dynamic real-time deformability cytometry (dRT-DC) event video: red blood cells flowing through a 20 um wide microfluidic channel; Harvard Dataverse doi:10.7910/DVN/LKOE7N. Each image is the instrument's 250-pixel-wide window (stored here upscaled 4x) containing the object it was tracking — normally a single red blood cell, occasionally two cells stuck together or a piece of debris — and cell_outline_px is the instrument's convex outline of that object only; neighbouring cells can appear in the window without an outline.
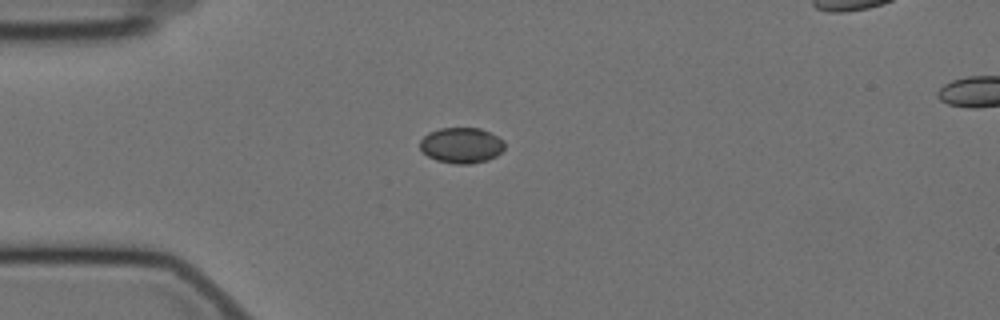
{"species": "Egyptian fruit bat (a non-hibernating species)", "species_latin": "Rousettus aegyptiacus", "temperature_condition": "cold", "stored_images_in_passage": 45, "segment_of_instrument_passage": [1, 2], "camera_frame_rate_fps": 3000, "um_per_image_px": 0.085, "animal": {"sex": "female"}, "frame": {"image": 1, "passage_image": 1, "time_ms": 0.0, "image_size_px": [1000, 320], "cell_outline_px": [[504, 148], [496, 156], [488, 160], [468, 164], [456, 164], [436, 160], [428, 156], [420, 148], [420, 140], [428, 132], [440, 128], [480, 128], [504, 140]], "centroid_in_image_um": [39.21, 12.35], "position_along_channel_um": 45.8, "area_um2": 17.51}}
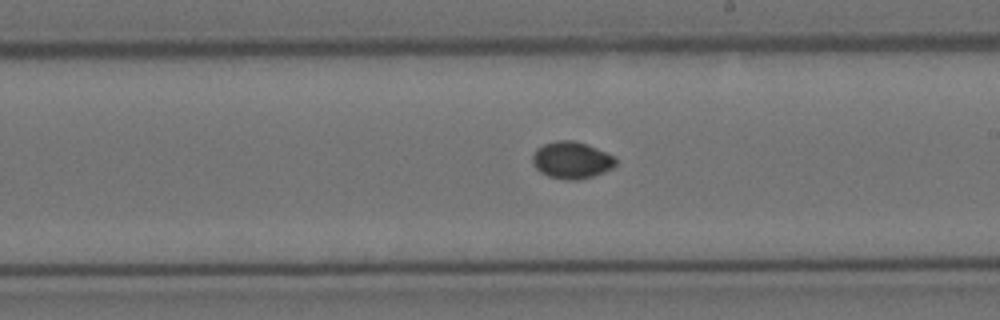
{"frame": {"image": 2, "passage_image": 19, "time_ms": 6.0, "image_size_px": [1000, 320], "cell_outline_px": [[616, 164], [612, 168], [604, 172], [592, 176], [576, 180], [564, 180], [548, 176], [540, 172], [532, 164], [532, 156], [536, 148], [544, 144], [556, 140], [576, 140], [588, 144], [612, 156], [616, 160]], "centroid_in_image_um": [48.55, 13.61], "position_along_channel_um": 240.5, "area_um2": 17.98}}
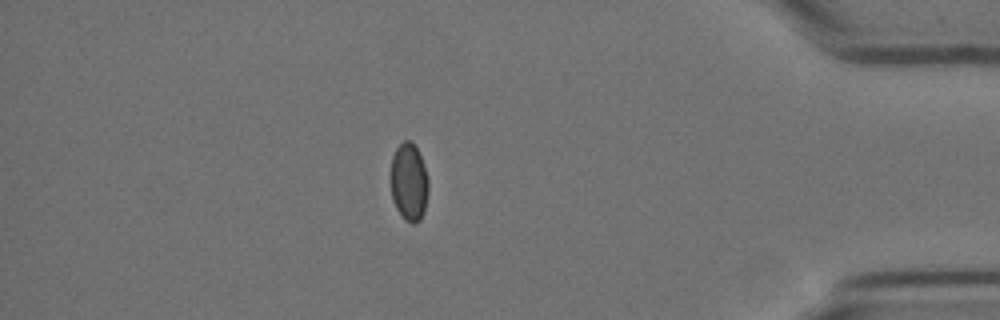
{"frame": {"image": 3, "passage_image": 36, "time_ms": 11.667, "image_size_px": [1000, 320], "cell_outline_px": [[428, 188], [424, 212], [420, 220], [416, 224], [412, 224], [404, 220], [396, 208], [392, 196], [392, 156], [396, 148], [404, 140], [408, 140], [416, 148], [420, 156], [428, 180]], "centroid_in_image_um": [34.77, 15.52], "position_along_channel_um": 400.4, "area_um2": 16.76}}